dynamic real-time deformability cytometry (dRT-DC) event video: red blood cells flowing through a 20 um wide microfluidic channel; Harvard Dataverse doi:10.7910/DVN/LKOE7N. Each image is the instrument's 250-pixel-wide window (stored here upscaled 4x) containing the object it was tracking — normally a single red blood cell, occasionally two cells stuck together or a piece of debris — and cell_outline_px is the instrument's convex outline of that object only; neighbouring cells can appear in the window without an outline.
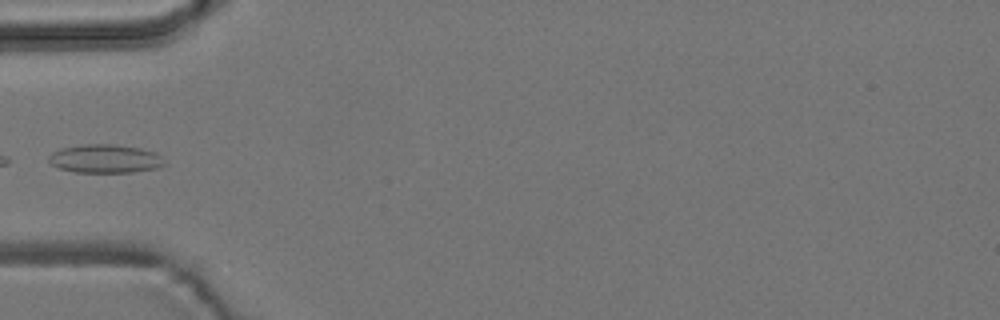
{"species": "common noctule bat (a hibernating species)", "species_latin": "Nyctalus noctula", "temperature_condition": "room temperature", "stored_images_in_passage": 5, "camera_frame_rate_fps": 3000, "um_per_image_px": 0.085, "animal": {"sex": "male", "body_mass_g": 19.2, "forearm_length_mm": 51.8}, "frame": {"image": 1, "passage_image": 5, "time_ms": 5.333, "image_size_px": [1000, 320], "cell_outline_px": [[168, 164], [156, 168], [132, 172], [76, 172], [60, 168], [52, 164], [48, 160], [48, 156], [52, 152], [60, 148], [80, 144], [116, 144], [140, 148], [156, 152]], "centroid_in_image_um": [8.94, 13.48], "position_along_channel_um": 76.1, "area_um2": 19.36}}